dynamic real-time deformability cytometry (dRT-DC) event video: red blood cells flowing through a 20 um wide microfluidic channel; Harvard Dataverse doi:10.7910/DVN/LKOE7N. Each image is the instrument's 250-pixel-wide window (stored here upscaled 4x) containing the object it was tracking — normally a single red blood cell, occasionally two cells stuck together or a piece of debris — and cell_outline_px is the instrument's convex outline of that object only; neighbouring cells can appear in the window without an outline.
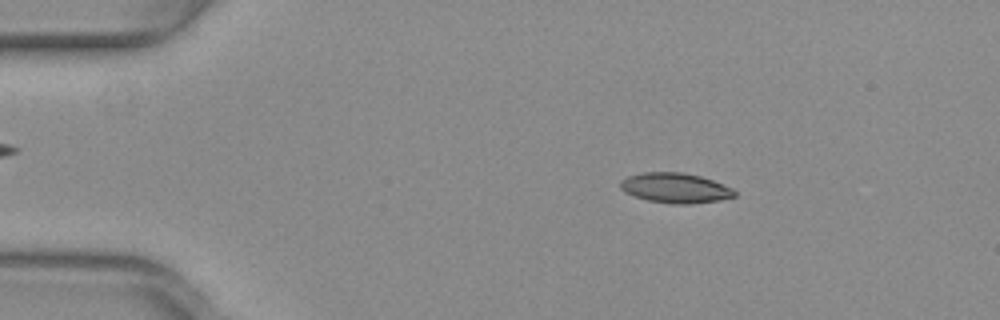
{"species": "common noctule bat (a hibernating species)", "species_latin": "Nyctalus noctula", "temperature_condition": "warm", "stored_images_in_passage": 12, "camera_frame_rate_fps": 3000, "um_per_image_px": 0.085, "animal": {"sex": "female", "body_mass_g": 29.2, "forearm_length_mm": 56.3}, "frame": {"image": 1, "passage_image": 7, "time_ms": 2.0, "image_size_px": [1000, 320], "cell_outline_px": [[736, 196], [720, 200], [688, 204], [672, 204], [648, 200], [624, 192], [620, 188], [620, 180], [628, 176], [644, 172], [680, 172], [700, 176], [724, 184], [732, 188], [736, 192]], "centroid_in_image_um": [57.4, 15.97], "position_along_channel_um": 27.6, "area_um2": 19.94}}